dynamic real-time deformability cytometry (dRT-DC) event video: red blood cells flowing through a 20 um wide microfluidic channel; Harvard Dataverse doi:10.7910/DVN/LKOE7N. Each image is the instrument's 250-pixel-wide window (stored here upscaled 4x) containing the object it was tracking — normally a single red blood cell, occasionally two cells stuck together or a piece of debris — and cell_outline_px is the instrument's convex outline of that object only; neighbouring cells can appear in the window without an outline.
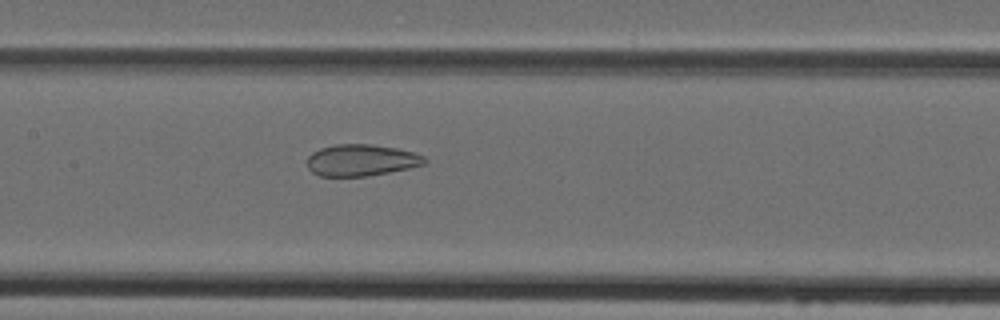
{"species": "Egyptian fruit bat (a non-hibernating species)", "species_latin": "Rousettus aegyptiacus", "temperature_condition": "cold", "stored_images_in_passage": 46, "camera_frame_rate_fps": 3000, "um_per_image_px": 0.085, "animal": {"sex": "female"}, "frame": {"image": 1, "passage_image": 23, "time_ms": 7.333, "image_size_px": [1000, 320], "cell_outline_px": [[428, 160], [424, 164], [408, 168], [368, 176], [320, 176], [312, 172], [308, 168], [308, 156], [312, 152], [320, 148], [336, 144], [368, 144], [396, 148], [412, 152], [424, 156]], "centroid_in_image_um": [30.69, 13.61], "position_along_channel_um": 176.7, "area_um2": 21.5}}
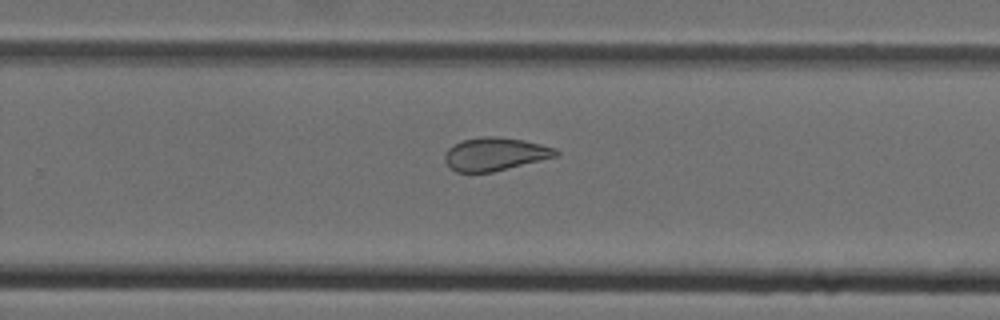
{"frame": {"image": 2, "passage_image": 31, "time_ms": 10.0, "image_size_px": [1000, 320], "cell_outline_px": [[560, 152], [556, 156], [492, 172], [456, 172], [444, 160], [444, 152], [452, 144], [464, 140], [480, 136], [496, 136], [524, 140], [556, 148]], "centroid_in_image_um": [42.05, 13.08], "position_along_channel_um": 287.8, "area_um2": 21.33}}
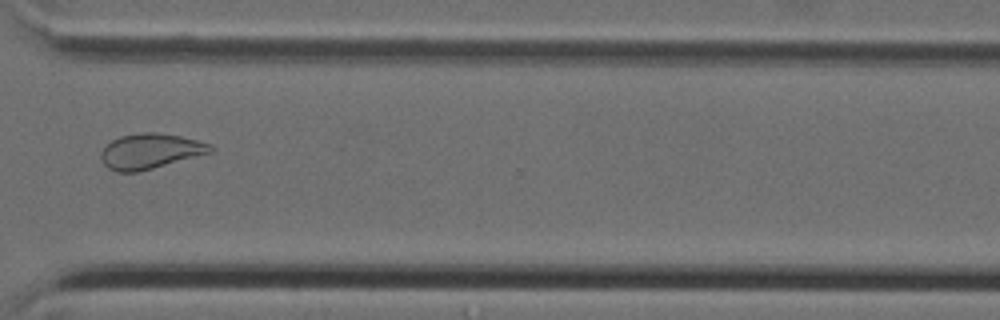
{"frame": {"image": 3, "passage_image": 36, "time_ms": 11.667, "image_size_px": [1000, 320], "cell_outline_px": [[216, 148], [212, 152], [152, 168], [136, 172], [116, 172], [108, 168], [104, 164], [100, 156], [100, 152], [112, 140], [120, 136], [144, 132], [156, 132], [180, 136], [212, 144]], "centroid_in_image_um": [12.77, 12.84], "position_along_channel_um": 357.8, "area_um2": 22.31}}